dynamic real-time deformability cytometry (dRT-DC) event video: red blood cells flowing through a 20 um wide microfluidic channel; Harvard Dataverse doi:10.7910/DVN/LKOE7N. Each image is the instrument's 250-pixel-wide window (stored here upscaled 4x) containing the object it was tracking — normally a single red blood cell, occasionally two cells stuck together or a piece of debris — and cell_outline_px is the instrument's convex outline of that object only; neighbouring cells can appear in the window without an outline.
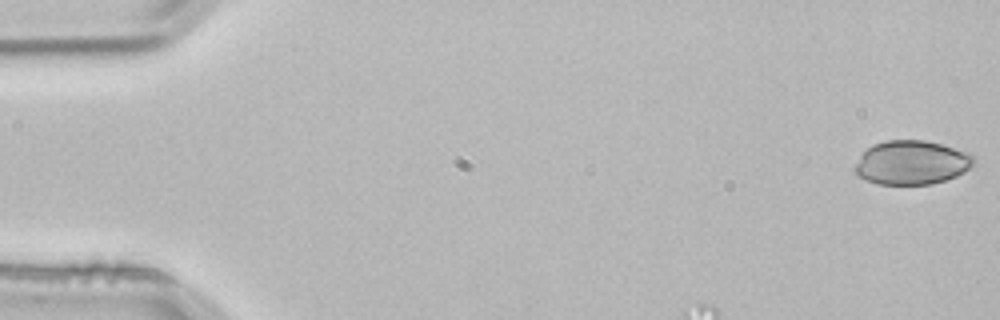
{"species": "common noctule bat (a hibernating species)", "species_latin": "Nyctalus noctula", "temperature_condition": "room temperature", "stored_images_in_passage": 4, "camera_frame_rate_fps": 3000, "um_per_image_px": 0.085, "animal": {"sex": "male", "body_mass_g": 21.5, "forearm_length_mm": 52.0}, "frame": {"image": 1, "passage_image": 1, "time_ms": 0.0, "image_size_px": [1000, 320], "cell_outline_px": [[976, 164], [964, 172], [956, 176], [932, 184], [876, 184], [860, 176], [852, 168], [860, 156], [872, 144], [884, 140], [924, 140], [940, 144], [964, 152], [972, 156], [976, 160]], "centroid_in_image_um": [77.47, 13.82], "position_along_channel_um": 7.5, "area_um2": 30.35}}